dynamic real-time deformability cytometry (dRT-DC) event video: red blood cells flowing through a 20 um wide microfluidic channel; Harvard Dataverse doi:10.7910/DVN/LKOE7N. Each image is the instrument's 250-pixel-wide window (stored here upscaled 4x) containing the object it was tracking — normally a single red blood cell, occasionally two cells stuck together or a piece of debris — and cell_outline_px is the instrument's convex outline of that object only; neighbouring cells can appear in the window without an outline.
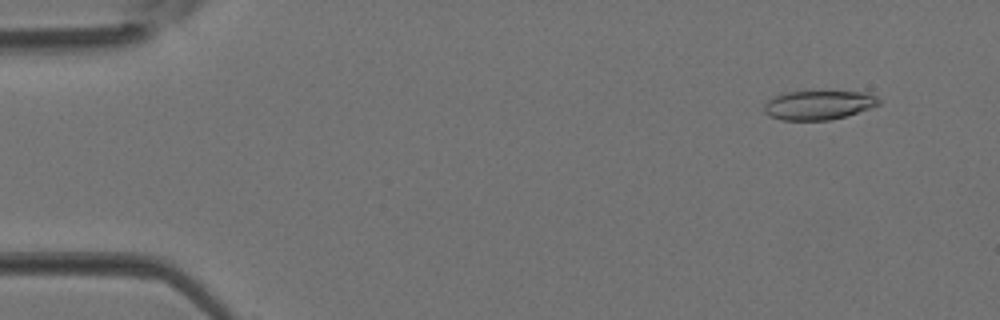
{"species": "Egyptian fruit bat (a non-hibernating species)", "species_latin": "Rousettus aegyptiacus", "temperature_condition": "room temperature", "stored_images_in_passage": 3, "camera_frame_rate_fps": 3000, "um_per_image_px": 0.085, "animal": {"sex": "female"}, "frame": {"image": 1, "passage_image": 1, "time_ms": 0.0, "image_size_px": [1000, 320], "cell_outline_px": [[880, 104], [844, 116], [828, 120], [780, 120], [768, 116], [764, 112], [764, 104], [772, 96], [784, 92], [804, 88], [820, 88], [868, 92], [876, 96], [880, 100]], "centroid_in_image_um": [69.53, 8.84], "position_along_channel_um": 15.5, "area_um2": 20.81}}
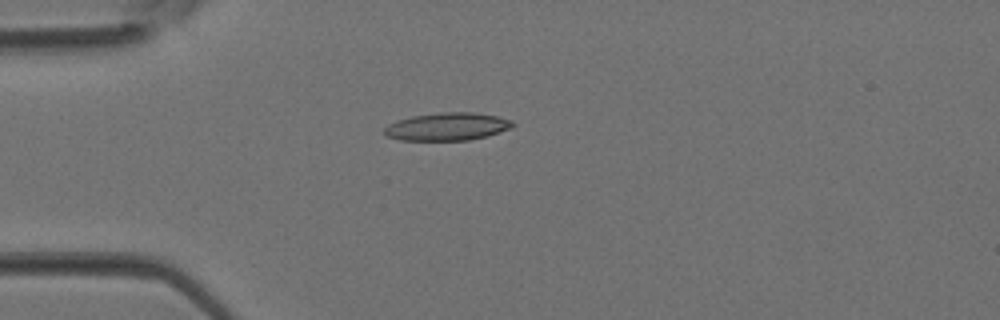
{"frame": {"image": 2, "passage_image": 3, "time_ms": 0.667, "image_size_px": [1000, 320], "cell_outline_px": [[516, 124], [512, 128], [488, 136], [468, 140], [400, 140], [388, 136], [384, 132], [384, 128], [388, 124], [396, 120], [412, 116], [444, 112], [472, 112], [496, 116], [512, 120]], "centroid_in_image_um": [38.04, 10.76], "position_along_channel_um": 47.0, "area_um2": 20.81}}